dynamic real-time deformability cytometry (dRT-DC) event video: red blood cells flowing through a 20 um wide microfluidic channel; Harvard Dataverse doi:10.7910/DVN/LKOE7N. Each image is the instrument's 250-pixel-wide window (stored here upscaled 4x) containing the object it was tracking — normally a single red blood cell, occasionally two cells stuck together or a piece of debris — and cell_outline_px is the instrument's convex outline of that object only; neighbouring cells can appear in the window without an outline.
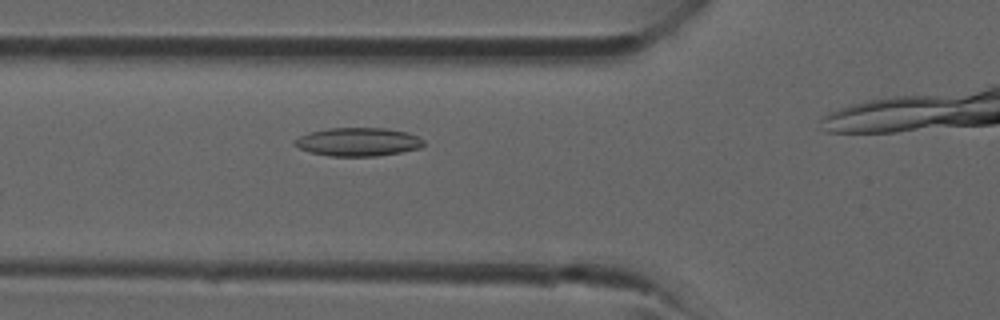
{"species": "common noctule bat (a hibernating species)", "species_latin": "Nyctalus noctula", "temperature_condition": "room temperature", "stored_images_in_passage": 8, "camera_frame_rate_fps": 3000, "um_per_image_px": 0.085, "animal": {"sex": "male", "forearm_length_mm": 52.5}, "frame": {"image": 1, "passage_image": 2, "time_ms": 0.333, "image_size_px": [1000, 320], "cell_outline_px": [[424, 144], [420, 148], [400, 152], [376, 156], [332, 156], [312, 152], [300, 148], [292, 144], [292, 140], [308, 132], [328, 128], [384, 128], [404, 132], [416, 136], [424, 140]], "centroid_in_image_um": [30.39, 12.05], "position_along_channel_um": 95.4, "area_um2": 21.21}}
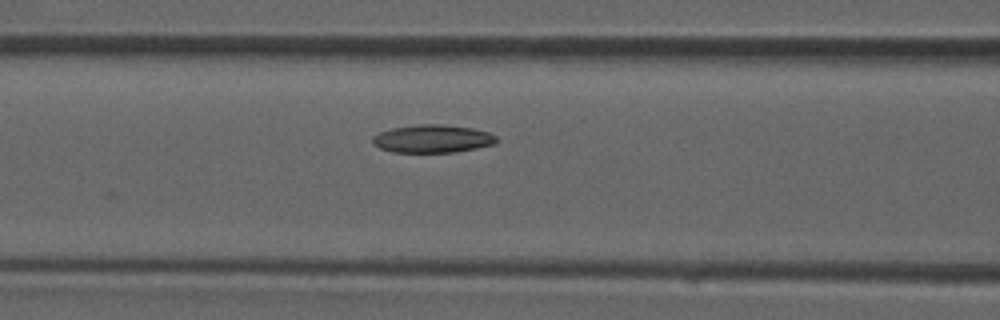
{"frame": {"image": 2, "passage_image": 4, "time_ms": 1.0, "image_size_px": [1000, 320], "cell_outline_px": [[496, 144], [456, 152], [392, 152], [380, 148], [372, 144], [372, 136], [380, 132], [392, 128], [420, 124], [444, 124], [472, 128], [488, 132], [496, 136]], "centroid_in_image_um": [36.75, 11.79], "position_along_channel_um": 129.8, "area_um2": 20.23}}
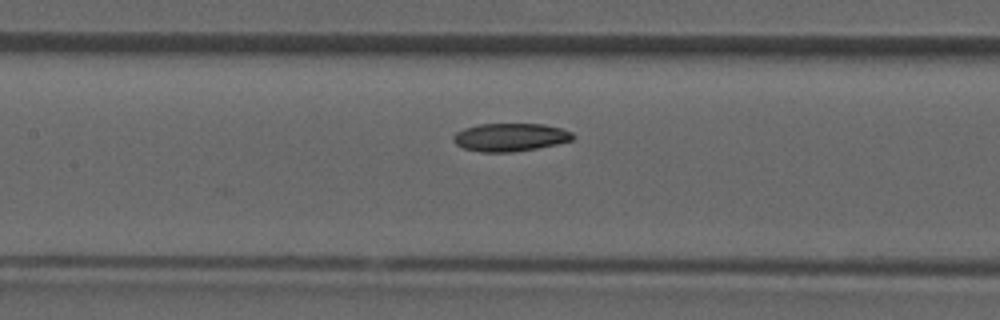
{"frame": {"image": 3, "passage_image": 6, "time_ms": 1.667, "image_size_px": [1000, 320], "cell_outline_px": [[576, 136], [572, 140], [556, 144], [536, 148], [512, 152], [480, 152], [464, 148], [456, 144], [452, 140], [452, 136], [456, 132], [464, 128], [480, 124], [544, 124], [560, 128], [572, 132]], "centroid_in_image_um": [43.35, 11.66], "position_along_channel_um": 164.0, "area_um2": 19.54}}